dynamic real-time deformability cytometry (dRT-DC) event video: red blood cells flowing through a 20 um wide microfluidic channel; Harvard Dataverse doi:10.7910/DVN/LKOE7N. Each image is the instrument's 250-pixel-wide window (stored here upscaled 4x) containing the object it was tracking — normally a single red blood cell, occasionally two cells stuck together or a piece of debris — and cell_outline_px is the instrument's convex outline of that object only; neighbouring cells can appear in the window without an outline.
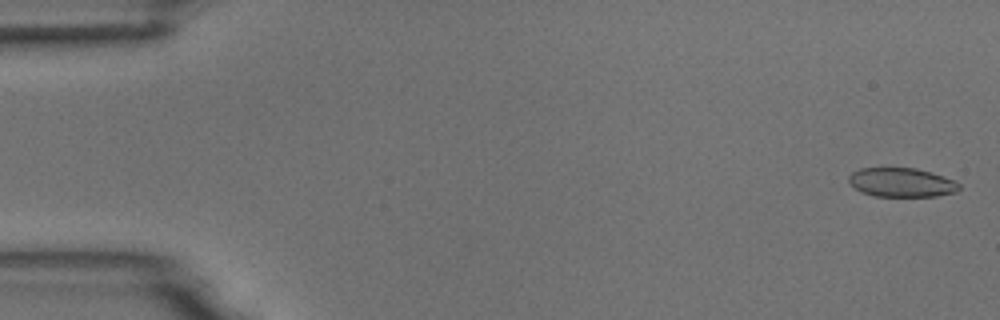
{"species": "common noctule bat (a hibernating species)", "species_latin": "Nyctalus noctula", "temperature_condition": "room temperature", "stored_images_in_passage": 11, "camera_frame_rate_fps": 3000, "um_per_image_px": 0.085, "animal": {"sex": "male", "body_mass_g": 18.8}, "frame": {"image": 1, "passage_image": 1, "time_ms": 0.0, "image_size_px": [1000, 320], "cell_outline_px": [[960, 188], [956, 192], [936, 196], [876, 196], [860, 192], [848, 184], [848, 176], [852, 172], [860, 168], [916, 168], [932, 172], [952, 180], [960, 184]], "centroid_in_image_um": [76.58, 15.51], "position_along_channel_um": 8.4, "area_um2": 18.79}}
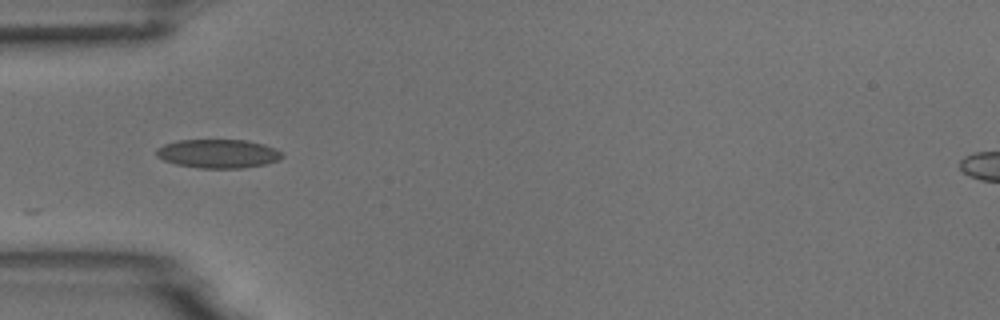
{"frame": {"image": 2, "passage_image": 5, "time_ms": 1.333, "image_size_px": [1000, 320], "cell_outline_px": [[284, 156], [280, 160], [264, 164], [244, 168], [200, 168], [176, 164], [164, 160], [156, 156], [156, 148], [164, 144], [180, 140], [248, 140], [264, 144], [280, 152]], "centroid_in_image_um": [18.53, 13.06], "position_along_channel_um": 66.5, "area_um2": 21.04}}
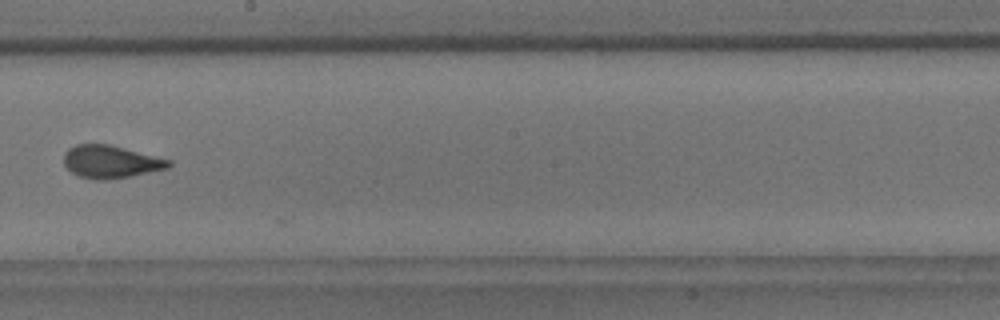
{"frame": {"image": 3, "passage_image": 9, "time_ms": 2.667, "image_size_px": [1000, 320], "cell_outline_px": [[172, 164], [168, 168], [128, 176], [104, 180], [96, 180], [80, 176], [72, 172], [64, 164], [64, 152], [68, 148], [76, 144], [108, 144], [172, 160]], "centroid_in_image_um": [9.39, 13.74], "position_along_channel_um": 238.8, "area_um2": 19.77}}